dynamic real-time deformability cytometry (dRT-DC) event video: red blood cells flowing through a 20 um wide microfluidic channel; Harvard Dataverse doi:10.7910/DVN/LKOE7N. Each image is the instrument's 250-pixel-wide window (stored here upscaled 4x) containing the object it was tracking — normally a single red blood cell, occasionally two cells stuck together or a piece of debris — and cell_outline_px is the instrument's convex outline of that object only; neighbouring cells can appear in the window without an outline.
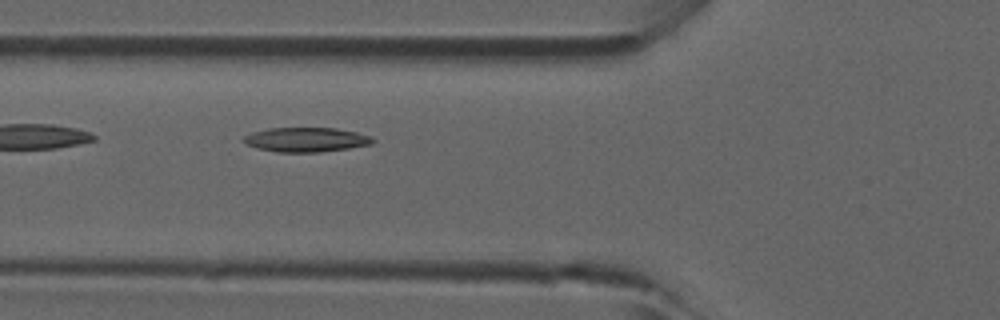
{"species": "common noctule bat (a hibernating species)", "species_latin": "Nyctalus noctula", "temperature_condition": "room temperature", "stored_images_in_passage": 2, "camera_frame_rate_fps": 3000, "um_per_image_px": 0.085, "animal": {"sex": "male", "forearm_length_mm": 52.5}, "frame": {"image": 1, "passage_image": 2, "time_ms": 0.333, "image_size_px": [1000, 320], "cell_outline_px": [[376, 140], [372, 144], [348, 148], [320, 152], [276, 152], [256, 148], [248, 144], [244, 140], [244, 136], [252, 132], [268, 128], [336, 128], [356, 132], [372, 136]], "centroid_in_image_um": [26.05, 11.87], "position_along_channel_um": 99.8, "area_um2": 18.38}}